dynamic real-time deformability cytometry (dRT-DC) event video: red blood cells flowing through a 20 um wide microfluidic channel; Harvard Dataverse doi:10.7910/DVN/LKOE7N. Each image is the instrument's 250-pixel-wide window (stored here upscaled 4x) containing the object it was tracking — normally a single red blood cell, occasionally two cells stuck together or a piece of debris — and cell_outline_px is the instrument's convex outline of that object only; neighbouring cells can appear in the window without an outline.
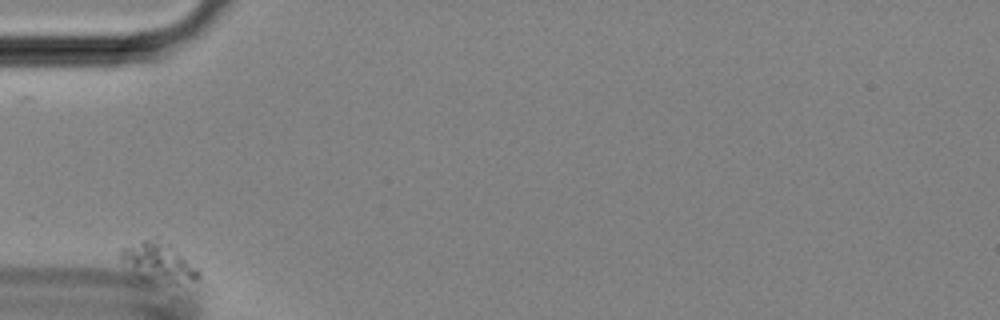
{"species": "Egyptian fruit bat (a non-hibernating species)", "species_latin": "Rousettus aegyptiacus", "temperature_condition": "room temperature", "stored_images_in_passage": 35, "camera_frame_rate_fps": 3000, "um_per_image_px": 0.085, "animal": {"sex": "female"}, "frame": {"image": 1, "passage_image": 1, "time_ms": 0.0, "image_size_px": [1000, 320], "cell_outline_px": [[200, 276], [196, 280], [176, 284], [144, 280], [120, 260], [120, 248], [140, 240], [148, 240], [172, 244], [200, 272]], "centroid_in_image_um": [13.47, 22.3], "position_along_channel_um": 71.5, "area_um2": 17.51}}
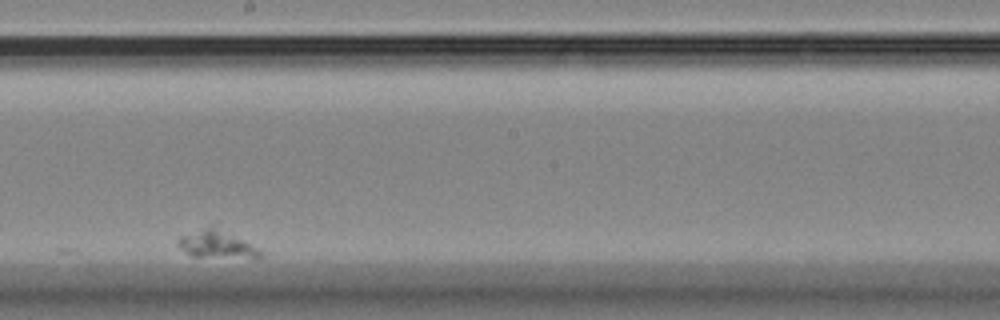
{"frame": {"image": 2, "passage_image": 21, "time_ms": 6.667, "image_size_px": [1000, 320], "cell_outline_px": [[264, 256], [256, 260], [192, 256], [176, 240], [180, 236], [204, 228], [212, 228], [240, 240], [256, 248]], "centroid_in_image_um": [18.47, 20.87], "position_along_channel_um": 229.7, "area_um2": 12.48}}
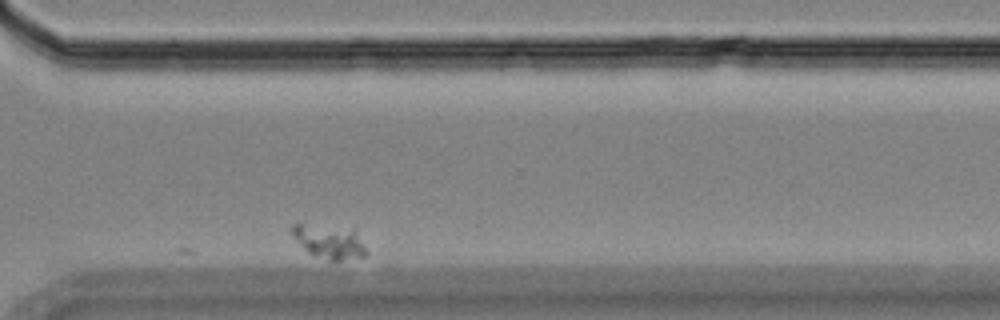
{"frame": {"image": 3, "passage_image": 33, "time_ms": 10.667, "image_size_px": [1000, 320], "cell_outline_px": [[368, 256], [340, 260], [328, 260], [308, 252], [296, 240], [292, 232], [292, 224], [296, 220], [352, 228], [368, 252]], "centroid_in_image_um": [27.94, 20.46], "position_along_channel_um": 342.7, "area_um2": 15.09}}